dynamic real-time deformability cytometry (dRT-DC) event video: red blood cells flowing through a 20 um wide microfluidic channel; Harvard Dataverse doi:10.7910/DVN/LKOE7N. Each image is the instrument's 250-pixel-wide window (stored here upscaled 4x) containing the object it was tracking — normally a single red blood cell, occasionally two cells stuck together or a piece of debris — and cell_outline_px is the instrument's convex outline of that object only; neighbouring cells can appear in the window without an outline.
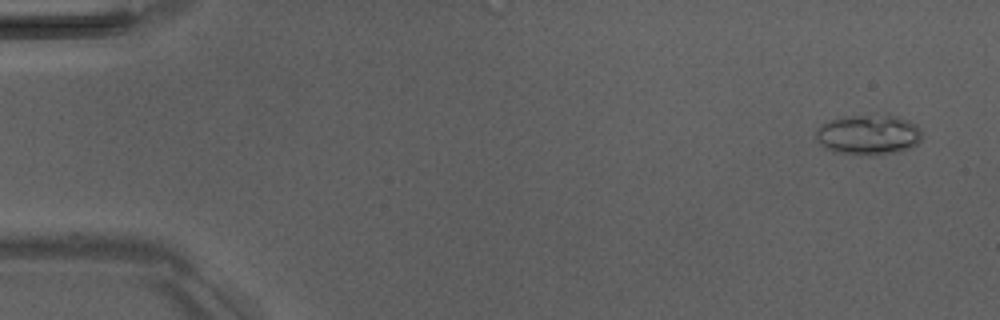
{"species": "Egyptian fruit bat (a non-hibernating species)", "species_latin": "Rousettus aegyptiacus", "temperature_condition": "room temperature", "stored_images_in_passage": 5, "camera_frame_rate_fps": 3000, "um_per_image_px": 0.085, "animal": {"sex": "male"}, "frame": {"image": 1, "passage_image": 5, "time_ms": 5.667, "image_size_px": [1000, 320], "cell_outline_px": [[920, 140], [912, 148], [900, 152], [832, 152], [824, 148], [816, 140], [816, 128], [820, 124], [844, 116], [888, 112], [908, 120], [916, 124], [920, 128]], "centroid_in_image_um": [73.82, 11.37], "position_along_channel_um": 11.2, "area_um2": 24.85}}